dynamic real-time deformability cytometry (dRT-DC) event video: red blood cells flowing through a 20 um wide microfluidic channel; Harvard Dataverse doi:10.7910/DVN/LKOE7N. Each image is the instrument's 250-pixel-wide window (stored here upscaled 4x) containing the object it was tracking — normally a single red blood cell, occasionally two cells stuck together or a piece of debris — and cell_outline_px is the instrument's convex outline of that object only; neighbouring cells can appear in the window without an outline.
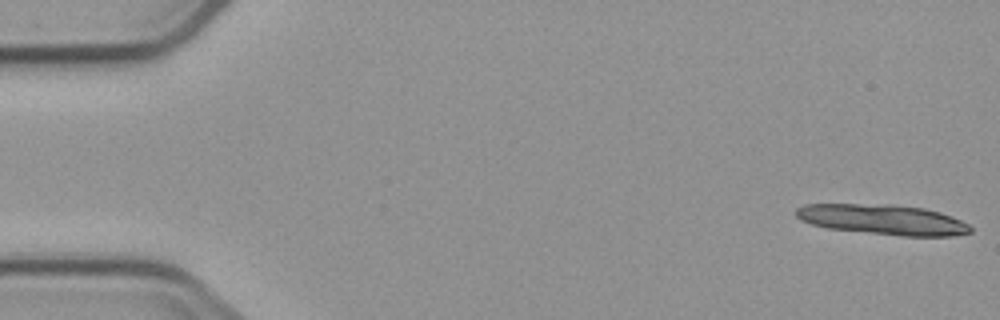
{"species": "common noctule bat (a hibernating species)", "species_latin": "Nyctalus noctula", "temperature_condition": "cold", "stored_images_in_passage": 6, "camera_frame_rate_fps": 3000, "um_per_image_px": 0.085, "animal": {"sex": "male", "body_mass_g": 23.1, "forearm_length_mm": 52.7}, "frame": {"image": 1, "passage_image": 1, "time_ms": 0.0, "image_size_px": [1000, 320], "cell_outline_px": [[972, 232], [952, 236], [900, 236], [828, 228], [812, 224], [800, 220], [796, 216], [796, 208], [804, 204], [888, 204], [924, 208], [940, 212], [952, 216], [968, 224], [972, 228]], "centroid_in_image_um": [75.05, 18.66], "position_along_channel_um": 9.9, "area_um2": 30.75}}